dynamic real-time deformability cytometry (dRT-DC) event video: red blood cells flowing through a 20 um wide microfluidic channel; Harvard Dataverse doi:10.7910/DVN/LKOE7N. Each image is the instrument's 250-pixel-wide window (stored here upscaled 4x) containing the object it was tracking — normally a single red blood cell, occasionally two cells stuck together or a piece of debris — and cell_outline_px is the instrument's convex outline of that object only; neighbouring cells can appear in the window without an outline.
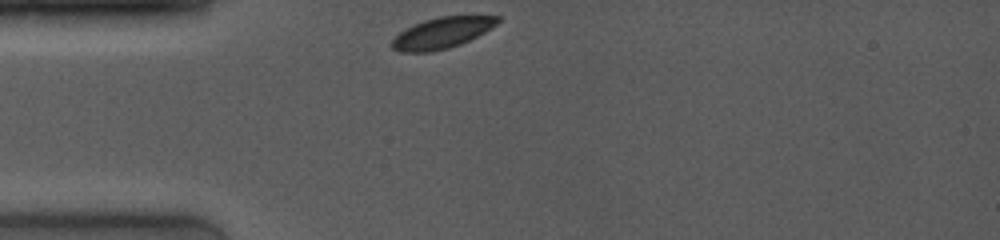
{"species": "common noctule bat (a hibernating species)", "species_latin": "Nyctalus noctula", "temperature_condition": "room temperature", "stored_images_in_passage": 2, "camera_frame_rate_fps": 4000, "um_per_image_px": 0.085, "animal": {"sex": "female", "body_mass_g": 19.0, "forearm_length_mm": 53.3}, "frame": {"image": 1, "passage_image": 1, "time_ms": 0.0, "image_size_px": [1000, 240], "cell_outline_px": [[500, 20], [496, 24], [484, 32], [460, 44], [448, 48], [432, 52], [400, 52], [392, 48], [392, 40], [400, 32], [424, 20], [440, 16], [500, 16]], "centroid_in_image_um": [37.56, 2.8], "position_along_channel_um": 47.4, "area_um2": 18.73}}